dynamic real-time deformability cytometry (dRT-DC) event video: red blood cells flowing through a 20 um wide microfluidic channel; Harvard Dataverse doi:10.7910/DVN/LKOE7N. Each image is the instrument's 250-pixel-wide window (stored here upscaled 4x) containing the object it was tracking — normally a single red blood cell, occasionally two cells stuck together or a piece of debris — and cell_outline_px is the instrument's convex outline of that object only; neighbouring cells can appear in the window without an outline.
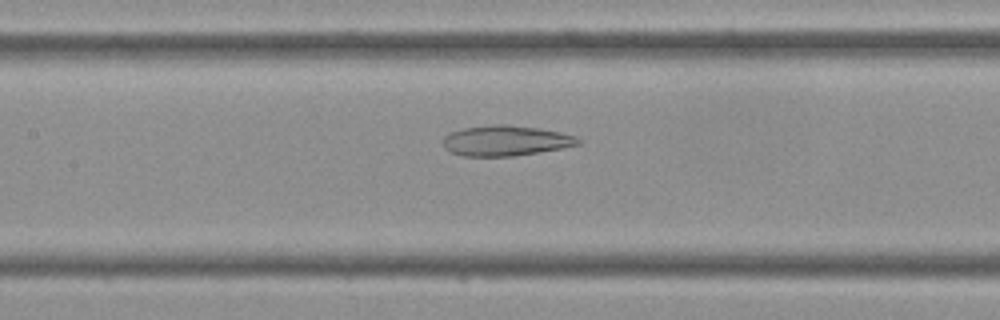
{"species": "Egyptian fruit bat (a non-hibernating species)", "species_latin": "Rousettus aegyptiacus", "temperature_condition": "cold", "stored_images_in_passage": 44, "camera_frame_rate_fps": 3000, "um_per_image_px": 0.085, "frame": {"image": 1, "passage_image": 20, "time_ms": 6.333, "image_size_px": [1000, 320], "cell_outline_px": [[580, 144], [564, 148], [512, 156], [464, 156], [452, 152], [444, 148], [444, 136], [452, 132], [464, 128], [496, 124], [508, 124], [540, 128], [560, 132], [576, 136], [580, 140]], "centroid_in_image_um": [43.02, 11.95], "position_along_channel_um": 164.4, "area_um2": 23.81}}
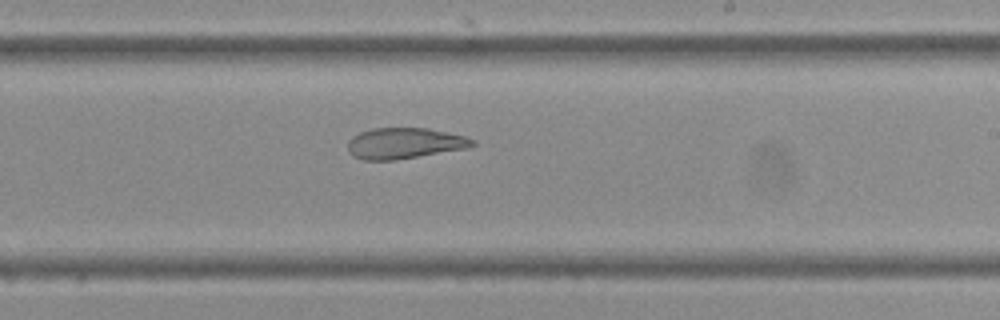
{"frame": {"image": 2, "passage_image": 26, "time_ms": 8.333, "image_size_px": [1000, 320], "cell_outline_px": [[476, 144], [468, 148], [396, 160], [364, 160], [352, 156], [348, 148], [348, 140], [352, 136], [360, 132], [372, 128], [428, 128], [464, 136], [476, 140]], "centroid_in_image_um": [34.38, 12.18], "position_along_channel_um": 254.6, "area_um2": 22.54}}
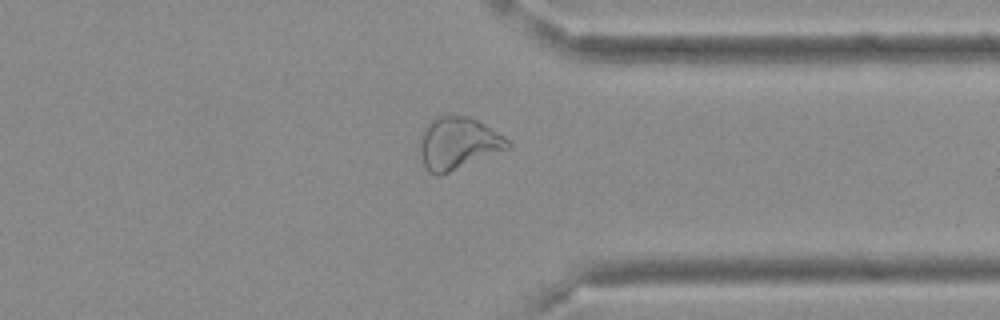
{"frame": {"image": 3, "passage_image": 34, "time_ms": 11.0, "image_size_px": [1000, 320], "cell_outline_px": [[512, 144], [508, 148], [440, 176], [436, 176], [428, 172], [424, 164], [420, 152], [420, 136], [424, 128], [432, 120], [440, 116], [468, 116], [484, 124], [504, 136]], "centroid_in_image_um": [38.91, 12.19], "position_along_channel_um": 372.5, "area_um2": 26.36}}